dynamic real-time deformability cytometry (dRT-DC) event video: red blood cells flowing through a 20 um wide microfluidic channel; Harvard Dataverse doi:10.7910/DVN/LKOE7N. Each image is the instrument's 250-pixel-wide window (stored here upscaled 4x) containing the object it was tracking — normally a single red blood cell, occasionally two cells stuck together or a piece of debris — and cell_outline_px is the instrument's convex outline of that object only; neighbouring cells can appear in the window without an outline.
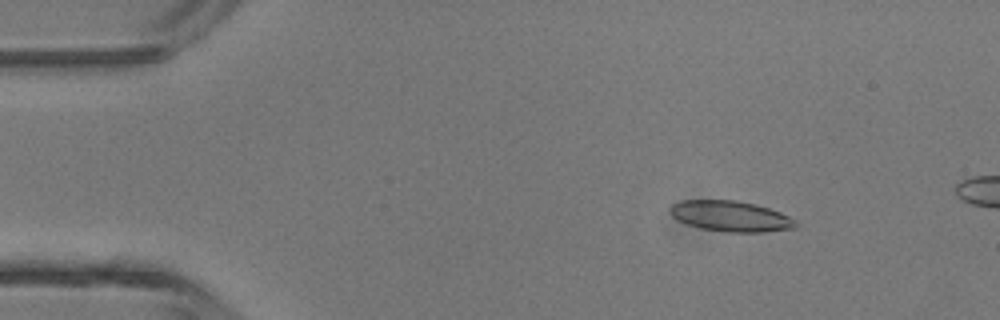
{"species": "common noctule bat (a hibernating species)", "species_latin": "Nyctalus noctula", "temperature_condition": "room temperature", "stored_images_in_passage": 3, "camera_frame_rate_fps": 3000, "um_per_image_px": 0.085, "animal": {"sex": "male", "body_mass_g": 13.3}, "frame": {"image": 1, "passage_image": 1, "time_ms": 0.0, "image_size_px": [1000, 320], "cell_outline_px": [[800, 224], [796, 228], [764, 232], [728, 232], [700, 228], [688, 224], [672, 216], [668, 208], [672, 204], [680, 200], [736, 200], [756, 204], [780, 212], [796, 220]], "centroid_in_image_um": [62.13, 18.37], "position_along_channel_um": 22.9, "area_um2": 22.54}}